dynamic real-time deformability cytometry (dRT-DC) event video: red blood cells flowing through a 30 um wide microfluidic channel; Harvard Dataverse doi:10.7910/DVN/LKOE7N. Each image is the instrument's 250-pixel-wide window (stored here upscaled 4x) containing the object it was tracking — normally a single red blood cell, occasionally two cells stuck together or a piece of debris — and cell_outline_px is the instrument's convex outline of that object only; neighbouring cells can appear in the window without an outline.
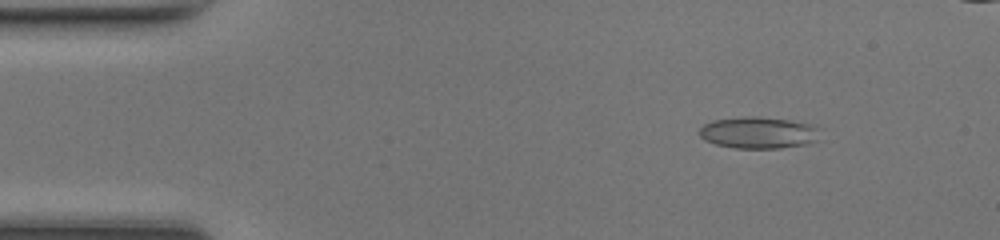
{"species": "common noctule bat (a hibernating species)", "species_latin": "Nyctalus noctula", "temperature_condition": "room temperature", "stored_images_in_passage": 48, "camera_frame_rate_fps": 3000, "um_per_image_px": 0.085, "animal": {"sex": "female", "body_mass_g": 17.0, "forearm_length_mm": 48.0}, "frame": {"image": 1, "passage_image": 5, "time_ms": 1.333, "image_size_px": [1000, 240], "cell_outline_px": [[816, 140], [808, 144], [780, 148], [736, 148], [716, 144], [704, 140], [700, 136], [700, 128], [704, 124], [712, 120], [744, 116], [756, 116], [788, 120], [808, 124], [816, 128]], "centroid_in_image_um": [64.39, 11.27], "position_along_channel_um": 20.6, "area_um2": 21.96}}
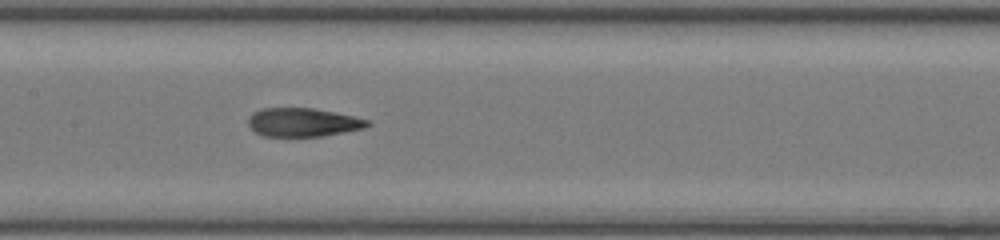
{"frame": {"image": 2, "passage_image": 22, "time_ms": 7.0, "image_size_px": [1000, 240], "cell_outline_px": [[372, 124], [364, 128], [324, 136], [264, 136], [256, 132], [248, 124], [248, 116], [252, 112], [264, 108], [312, 108], [336, 112], [356, 116], [368, 120]], "centroid_in_image_um": [25.77, 10.39], "position_along_channel_um": 181.6, "area_um2": 19.94}}
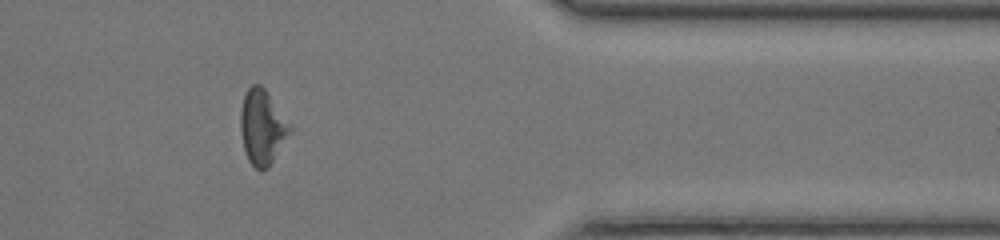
{"frame": {"image": 3, "passage_image": 38, "time_ms": 12.333, "image_size_px": [1000, 240], "cell_outline_px": [[292, 132], [268, 168], [260, 172], [248, 160], [244, 148], [240, 132], [240, 112], [244, 96], [248, 88], [252, 84], [260, 84], [264, 88], [292, 128]], "centroid_in_image_um": [22.28, 10.84], "position_along_channel_um": 389.1, "area_um2": 21.39}, "authors_computed_cell_mechanics": {"area_um2": 20.9236, "velocity_mm_per_s": 4.3291, "shape_relaxation_time_tau1_ms": null, "shape_relaxation_time_tau2_ms": 2.4448, "deformation_change_tau1": null, "deformation_change_tau2": 0.0979}}